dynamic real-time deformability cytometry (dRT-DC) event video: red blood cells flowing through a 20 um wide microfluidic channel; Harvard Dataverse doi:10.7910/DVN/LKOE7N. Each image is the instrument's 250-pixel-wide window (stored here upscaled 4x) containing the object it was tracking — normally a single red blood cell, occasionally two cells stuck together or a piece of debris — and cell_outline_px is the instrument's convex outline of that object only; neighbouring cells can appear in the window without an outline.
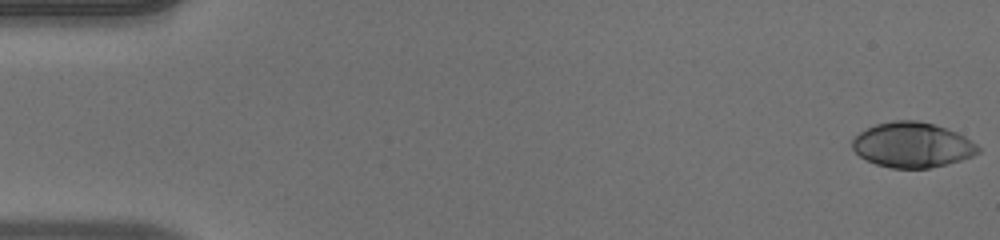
{"species": "human", "species_latin": "Homo sapiens", "temperature_condition": "warm", "stored_images_in_passage": 52, "camera_frame_rate_fps": 3000, "um_per_image_px": 0.085, "donor": {"sex": "male"}, "frame": {"image": 1, "passage_image": 1, "time_ms": 0.0, "image_size_px": [1000, 240], "cell_outline_px": [[980, 152], [972, 156], [960, 160], [928, 168], [892, 168], [876, 164], [860, 156], [852, 148], [852, 140], [860, 132], [876, 124], [892, 120], [916, 120], [932, 124], [956, 132], [964, 136], [976, 144], [980, 148]], "centroid_in_image_um": [77.53, 12.31], "position_along_channel_um": 7.5, "area_um2": 32.71}}
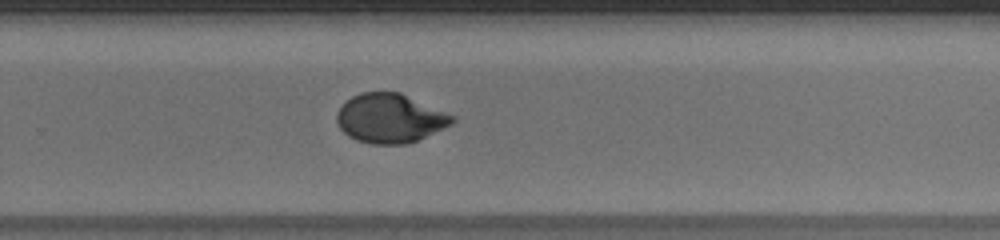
{"frame": {"image": 2, "passage_image": 35, "time_ms": 11.333, "image_size_px": [1000, 240], "cell_outline_px": [[456, 120], [452, 124], [416, 140], [404, 144], [372, 144], [356, 140], [348, 136], [340, 128], [336, 120], [336, 112], [352, 96], [360, 92], [400, 92], [456, 116]], "centroid_in_image_um": [33.15, 10.05], "position_along_channel_um": 296.7, "area_um2": 32.95}}
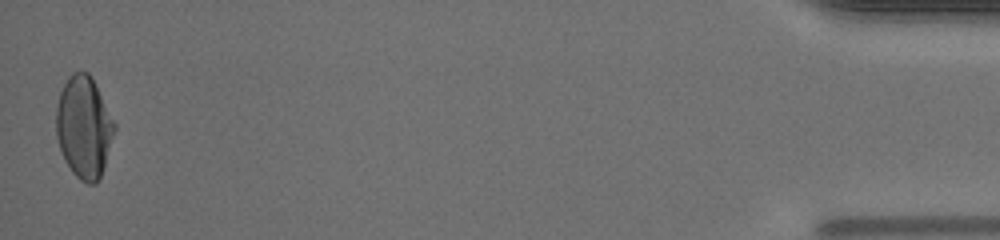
{"frame": {"image": 3, "passage_image": 52, "time_ms": 17.0, "image_size_px": [1000, 240], "cell_outline_px": [[116, 128], [100, 176], [96, 184], [88, 184], [80, 180], [72, 172], [64, 160], [56, 136], [56, 108], [60, 92], [68, 76], [72, 72], [88, 72], [116, 124]], "centroid_in_image_um": [7.11, 10.82], "position_along_channel_um": 428.1, "area_um2": 34.22}, "authors_computed_cell_mechanics": {"area_um2": 33.2639, "velocity_mm_per_s": 3.9541, "shape_relaxation_time_tau1_ms": 5.9864, "shape_relaxation_time_tau2_ms": null, "deformation_change_tau1": 0.2378, "deformation_change_tau2": null}}